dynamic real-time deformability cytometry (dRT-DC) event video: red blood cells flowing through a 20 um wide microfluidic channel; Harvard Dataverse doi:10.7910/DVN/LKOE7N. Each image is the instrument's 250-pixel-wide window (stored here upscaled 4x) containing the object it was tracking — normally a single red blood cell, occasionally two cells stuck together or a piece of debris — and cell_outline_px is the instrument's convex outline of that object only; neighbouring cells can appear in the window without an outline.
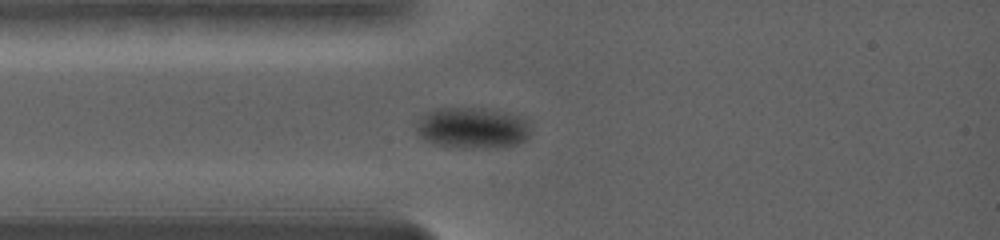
{"species": "common noctule bat (a hibernating species)", "species_latin": "Nyctalus noctula", "temperature_condition": "warm", "stored_images_in_passage": 49, "camera_frame_rate_fps": 5000, "um_per_image_px": 0.085, "animal": {"sex": "female", "body_mass_g": 19.0, "forearm_length_mm": 56.7}, "frame": {"image": 1, "passage_image": 1, "time_ms": 0.0, "image_size_px": [1000, 240], "cell_outline_px": [[520, 140], [516, 144], [508, 148], [448, 148], [432, 144], [424, 136], [424, 128], [436, 116], [468, 116], [504, 120], [512, 124], [516, 128], [520, 136]], "centroid_in_image_um": [40.04, 11.28], "position_along_channel_um": 45.0, "area_um2": 19.07}}
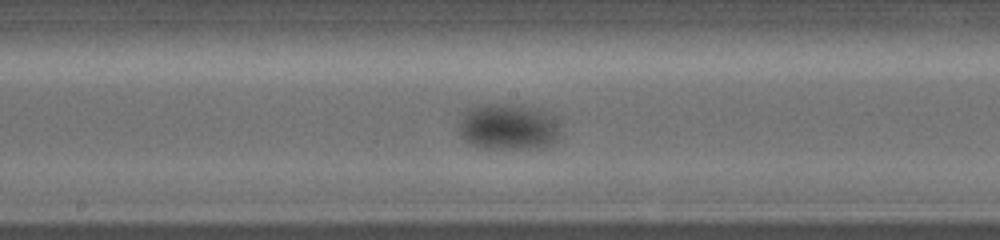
{"frame": {"image": 2, "passage_image": 16, "time_ms": 4.8, "image_size_px": [1000, 240], "cell_outline_px": [[552, 144], [544, 148], [484, 148], [472, 144], [464, 136], [468, 116], [472, 112], [480, 108], [524, 108], [536, 112], [548, 124], [552, 132]], "centroid_in_image_um": [43.15, 10.95], "position_along_channel_um": 205.0, "area_um2": 22.25}}
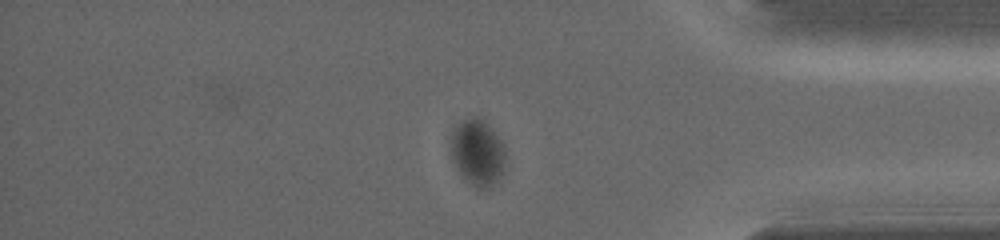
{"frame": {"image": 3, "passage_image": 34, "time_ms": 11.0, "image_size_px": [1000, 240], "cell_outline_px": [[504, 168], [500, 176], [488, 188], [480, 188], [472, 184], [456, 168], [452, 160], [452, 132], [464, 120], [476, 120], [484, 124], [492, 132], [500, 144], [504, 152]], "centroid_in_image_um": [40.57, 13.05], "position_along_channel_um": 394.6, "area_um2": 19.42}, "authors_computed_cell_mechanics": {"area_um2": 20.4612, "velocity_mm_per_s": 3.3649, "shape_relaxation_time_tau1_ms": 0.8688, "shape_relaxation_time_tau2_ms": null, "deformation_change_tau1": 0.057, "deformation_change_tau2": null}}